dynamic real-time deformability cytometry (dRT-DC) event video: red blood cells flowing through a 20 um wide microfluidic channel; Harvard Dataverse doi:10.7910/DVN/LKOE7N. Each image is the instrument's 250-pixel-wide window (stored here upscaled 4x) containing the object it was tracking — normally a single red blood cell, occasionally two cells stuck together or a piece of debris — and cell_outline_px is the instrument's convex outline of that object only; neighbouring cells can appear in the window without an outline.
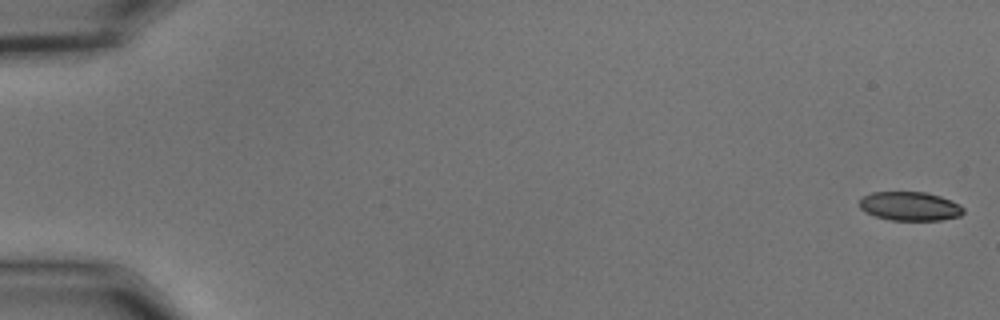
{"species": "common noctule bat (a hibernating species)", "species_latin": "Nyctalus noctula", "temperature_condition": "cold", "stored_images_in_passage": 56, "camera_frame_rate_fps": 3000, "um_per_image_px": 0.085, "animal": {"sex": "male", "body_mass_g": 15.6}, "frame": {"image": 1, "passage_image": 1, "time_ms": 0.0, "image_size_px": [1000, 320], "cell_outline_px": [[964, 212], [960, 216], [940, 220], [892, 220], [876, 216], [864, 212], [860, 208], [860, 200], [864, 196], [872, 192], [924, 192], [940, 196], [960, 204], [964, 208]], "centroid_in_image_um": [77.35, 17.53], "position_along_channel_um": 7.6, "area_um2": 17.46}}
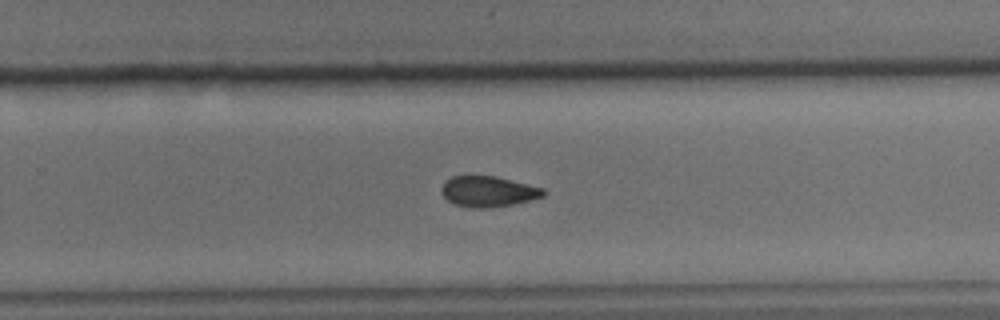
{"frame": {"image": 2, "passage_image": 37, "time_ms": 12.0, "image_size_px": [1000, 320], "cell_outline_px": [[544, 196], [512, 204], [492, 208], [476, 208], [456, 204], [448, 200], [440, 192], [440, 188], [444, 180], [452, 176], [496, 176], [544, 188]], "centroid_in_image_um": [41.46, 16.26], "position_along_channel_um": 288.3, "area_um2": 18.15}}
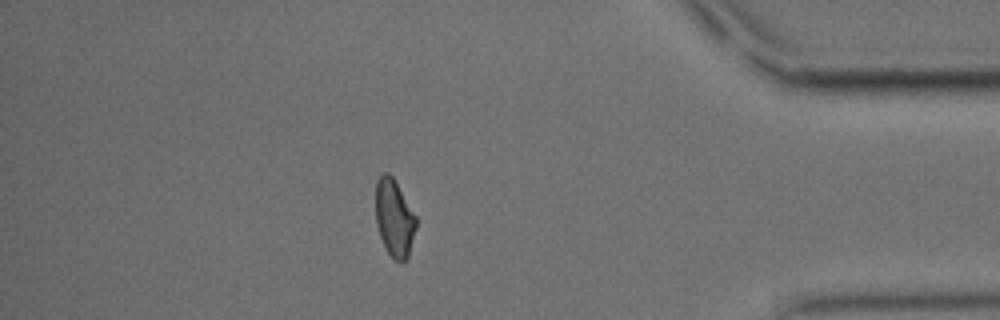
{"frame": {"image": 3, "passage_image": 49, "time_ms": 16.0, "image_size_px": [1000, 320], "cell_outline_px": [[416, 228], [408, 256], [404, 260], [392, 260], [380, 236], [376, 224], [376, 180], [384, 172], [388, 172], [392, 176], [416, 216]], "centroid_in_image_um": [33.5, 18.52], "position_along_channel_um": 401.7, "area_um2": 17.98}, "authors_computed_cell_mechanics": {"area_um2": 18.9295, "velocity_mm_per_s": 3.6514, "shape_relaxation_time_tau1_ms": 7.8984, "shape_relaxation_time_tau2_ms": 5.6282, "deformation_change_tau1": 0.1618, "deformation_change_tau2": 0.112}}